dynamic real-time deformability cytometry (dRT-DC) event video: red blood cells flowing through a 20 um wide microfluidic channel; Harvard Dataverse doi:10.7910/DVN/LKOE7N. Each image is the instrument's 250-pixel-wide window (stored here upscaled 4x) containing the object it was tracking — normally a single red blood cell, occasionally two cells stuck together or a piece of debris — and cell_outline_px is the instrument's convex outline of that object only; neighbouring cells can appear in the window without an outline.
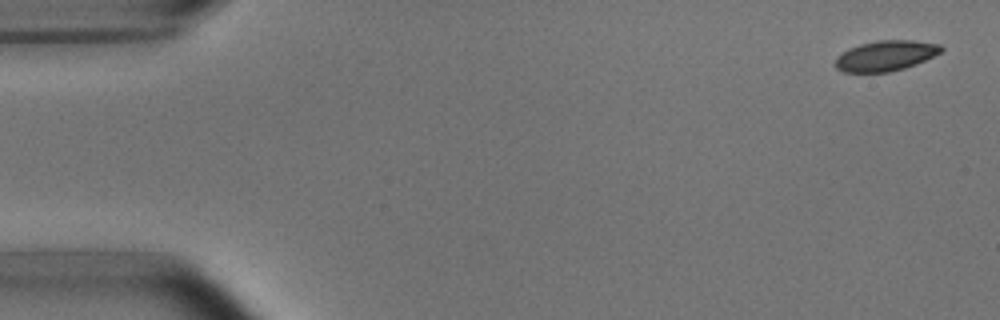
{"species": "common noctule bat (a hibernating species)", "species_latin": "Nyctalus noctula", "temperature_condition": "room temperature", "stored_images_in_passage": 6, "camera_frame_rate_fps": 3000, "um_per_image_px": 0.085, "animal": {"sex": "male", "body_mass_g": 15.6}, "frame": {"image": 1, "passage_image": 1, "time_ms": 0.0, "image_size_px": [1000, 320], "cell_outline_px": [[944, 48], [940, 52], [916, 64], [904, 68], [888, 72], [844, 72], [836, 68], [836, 56], [848, 48], [860, 44], [876, 40], [912, 40], [940, 44]], "centroid_in_image_um": [75.26, 4.73], "position_along_channel_um": 9.7, "area_um2": 18.67}}
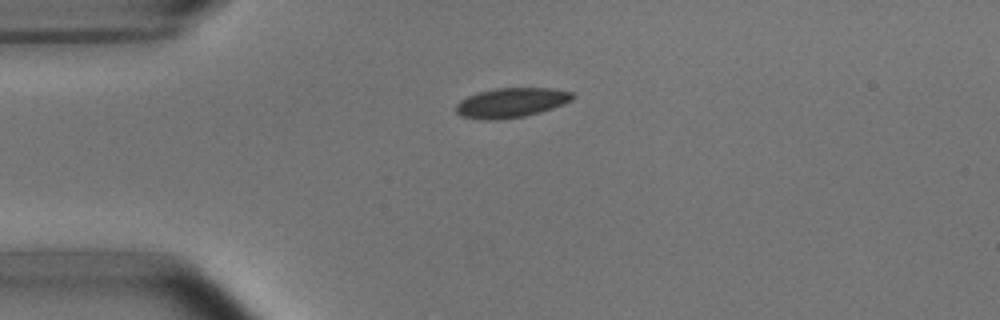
{"frame": {"image": 2, "passage_image": 4, "time_ms": 3.667, "image_size_px": [1000, 320], "cell_outline_px": [[576, 96], [572, 100], [564, 104], [540, 112], [524, 116], [492, 120], [480, 120], [460, 116], [456, 112], [456, 104], [460, 100], [468, 96], [480, 92], [496, 88], [552, 88], [572, 92]], "centroid_in_image_um": [43.45, 8.73], "position_along_channel_um": 41.5, "area_um2": 20.17}}